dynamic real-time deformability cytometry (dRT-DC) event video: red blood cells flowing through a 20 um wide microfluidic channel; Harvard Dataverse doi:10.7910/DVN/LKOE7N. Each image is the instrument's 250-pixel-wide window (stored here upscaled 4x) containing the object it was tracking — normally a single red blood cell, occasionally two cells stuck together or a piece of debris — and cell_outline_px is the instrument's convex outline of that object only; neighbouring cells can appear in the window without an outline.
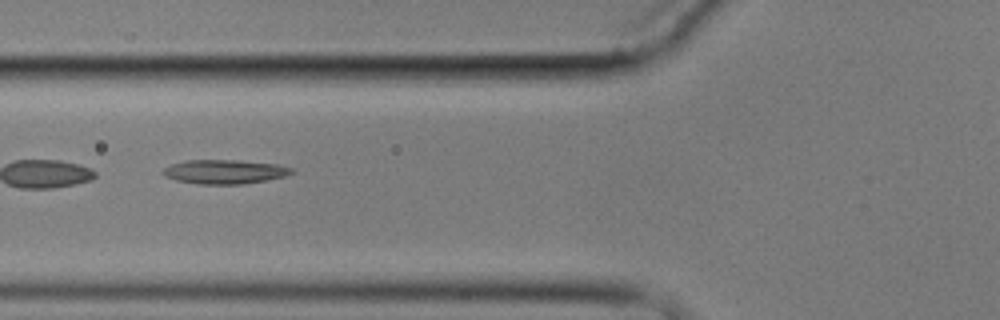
{"species": "common noctule bat (a hibernating species)", "species_latin": "Nyctalus noctula", "temperature_condition": "cold", "stored_images_in_passage": 5, "camera_frame_rate_fps": 3000, "um_per_image_px": 0.085, "animal": {"sex": "male", "body_mass_g": 17.9}, "frame": {"image": 1, "passage_image": 4, "time_ms": 3.667, "image_size_px": [1000, 320], "cell_outline_px": [[296, 172], [284, 176], [244, 184], [200, 184], [176, 180], [164, 176], [160, 172], [164, 168], [172, 164], [188, 160], [240, 160], [276, 164], [296, 168]], "centroid_in_image_um": [19.11, 14.59], "position_along_channel_um": 106.7, "area_um2": 18.15}}